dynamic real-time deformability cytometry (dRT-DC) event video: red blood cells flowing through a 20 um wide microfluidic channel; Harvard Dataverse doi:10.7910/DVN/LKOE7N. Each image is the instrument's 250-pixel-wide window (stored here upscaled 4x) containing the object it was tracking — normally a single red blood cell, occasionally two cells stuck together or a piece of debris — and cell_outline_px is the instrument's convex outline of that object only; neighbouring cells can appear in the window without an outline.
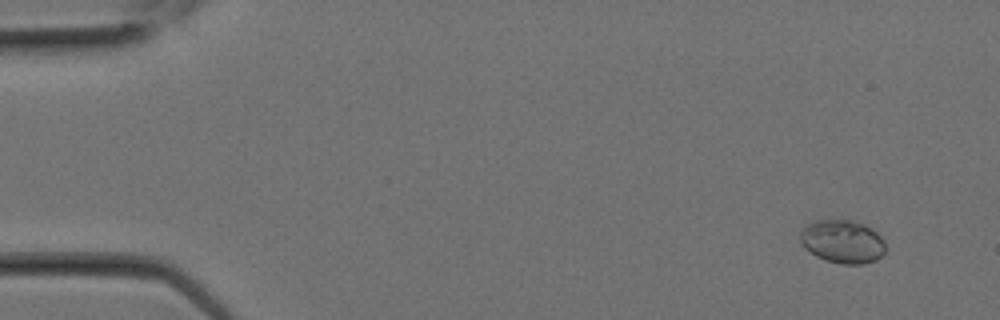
{"species": "Egyptian fruit bat (a non-hibernating species)", "species_latin": "Rousettus aegyptiacus", "temperature_condition": "room temperature", "stored_images_in_passage": 3, "camera_frame_rate_fps": 3000, "um_per_image_px": 0.085, "animal": {"sex": "female"}, "frame": {"image": 1, "passage_image": 1, "time_ms": 0.0, "image_size_px": [1000, 320], "cell_outline_px": [[884, 252], [876, 260], [860, 264], [840, 264], [824, 260], [816, 256], [804, 248], [800, 240], [800, 232], [808, 224], [816, 220], [852, 220], [864, 224], [872, 228], [884, 240]], "centroid_in_image_um": [71.6, 20.53], "position_along_channel_um": 13.4, "area_um2": 21.5}}